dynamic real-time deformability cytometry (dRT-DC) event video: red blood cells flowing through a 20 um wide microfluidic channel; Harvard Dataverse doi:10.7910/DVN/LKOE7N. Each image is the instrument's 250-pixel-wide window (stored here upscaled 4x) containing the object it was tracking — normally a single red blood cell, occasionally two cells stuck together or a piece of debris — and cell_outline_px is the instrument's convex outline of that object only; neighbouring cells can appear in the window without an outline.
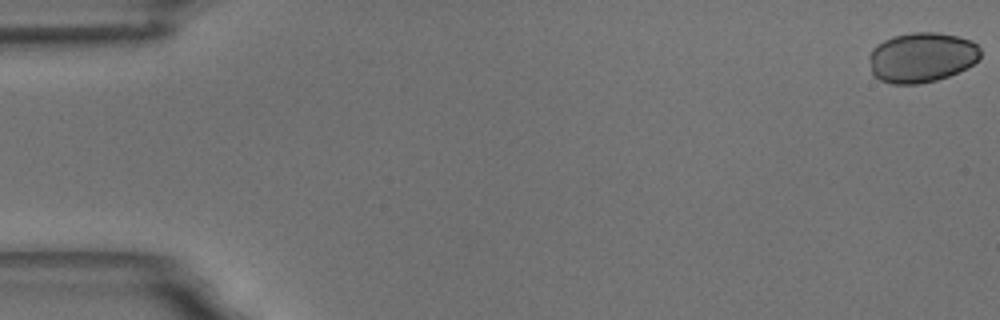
{"species": "common noctule bat (a hibernating species)", "species_latin": "Nyctalus noctula", "temperature_condition": "room temperature", "stored_images_in_passage": 58, "camera_frame_rate_fps": 3000, "um_per_image_px": 0.085, "animal": {"sex": "male", "body_mass_g": 18.8}, "frame": {"image": 1, "passage_image": 1, "time_ms": 0.0, "image_size_px": [1000, 320], "cell_outline_px": [[980, 56], [972, 64], [948, 76], [936, 80], [916, 84], [892, 84], [880, 80], [872, 72], [868, 56], [872, 48], [876, 44], [892, 36], [912, 32], [936, 32], [956, 36], [972, 40], [980, 48]], "centroid_in_image_um": [78.31, 4.86], "position_along_channel_um": 6.7, "area_um2": 32.37}}